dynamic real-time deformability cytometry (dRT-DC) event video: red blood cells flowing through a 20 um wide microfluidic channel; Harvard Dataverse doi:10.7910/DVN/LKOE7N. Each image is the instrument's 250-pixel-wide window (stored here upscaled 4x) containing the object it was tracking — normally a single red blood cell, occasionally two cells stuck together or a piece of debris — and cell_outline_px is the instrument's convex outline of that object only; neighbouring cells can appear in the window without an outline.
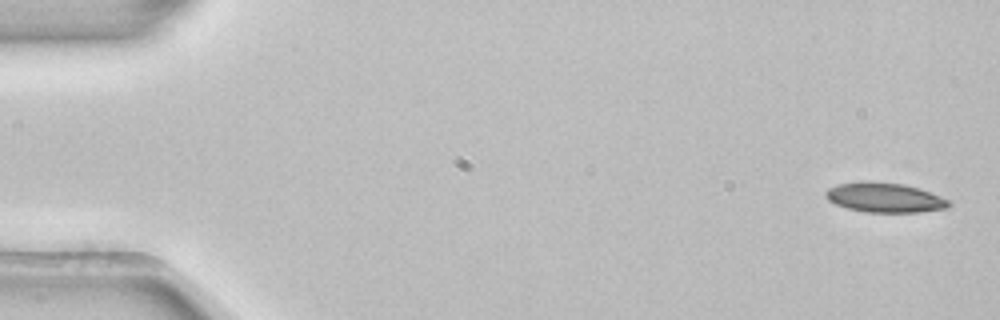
{"species": "common noctule bat (a hibernating species)", "species_latin": "Nyctalus noctula", "temperature_condition": "room temperature", "stored_images_in_passage": 4, "camera_frame_rate_fps": 3000, "um_per_image_px": 0.085, "animal": {"sex": "female", "body_mass_g": 22.7, "forearm_length_mm": 54.2}, "frame": {"image": 1, "passage_image": 1, "time_ms": 0.0, "image_size_px": [1000, 320], "cell_outline_px": [[952, 204], [948, 208], [920, 212], [864, 212], [848, 208], [836, 204], [828, 200], [824, 196], [824, 192], [828, 188], [836, 184], [860, 180], [864, 180], [904, 184], [940, 196], [948, 200]], "centroid_in_image_um": [75.14, 16.78], "position_along_channel_um": 9.9, "area_um2": 21.44}}
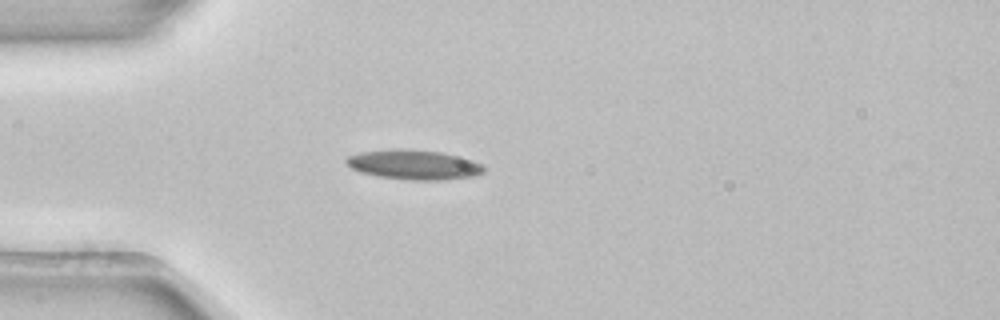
{"frame": {"image": 2, "passage_image": 4, "time_ms": 1.0, "image_size_px": [1000, 320], "cell_outline_px": [[484, 172], [476, 176], [444, 180], [408, 180], [376, 176], [360, 172], [352, 168], [344, 160], [348, 156], [360, 152], [388, 148], [408, 148], [440, 152], [472, 160], [480, 164], [484, 168]], "centroid_in_image_um": [35.15, 13.99], "position_along_channel_um": 49.9, "area_um2": 24.04}}